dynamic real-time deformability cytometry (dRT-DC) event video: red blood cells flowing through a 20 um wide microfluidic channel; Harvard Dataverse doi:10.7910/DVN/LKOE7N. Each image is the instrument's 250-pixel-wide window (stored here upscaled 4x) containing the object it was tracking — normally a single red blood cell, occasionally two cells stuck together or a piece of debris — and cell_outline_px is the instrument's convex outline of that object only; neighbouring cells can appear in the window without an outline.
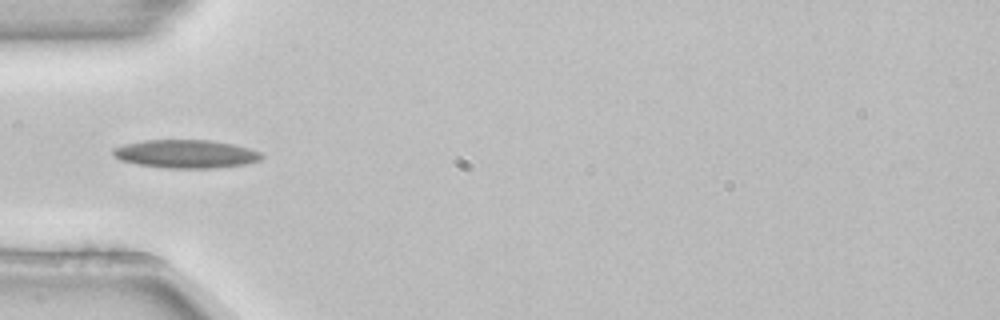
{"species": "common noctule bat (a hibernating species)", "species_latin": "Nyctalus noctula", "temperature_condition": "room temperature", "stored_images_in_passage": 4, "camera_frame_rate_fps": 3000, "um_per_image_px": 0.085, "animal": {"sex": "female", "body_mass_g": 22.7, "forearm_length_mm": 54.2}, "frame": {"image": 1, "passage_image": 4, "time_ms": 1.0, "image_size_px": [1000, 320], "cell_outline_px": [[264, 156], [260, 160], [244, 164], [212, 168], [164, 168], [136, 164], [120, 160], [112, 152], [112, 148], [124, 144], [144, 140], [208, 140], [232, 144], [248, 148], [260, 152]], "centroid_in_image_um": [15.77, 13.08], "position_along_channel_um": 69.2, "area_um2": 24.39}}